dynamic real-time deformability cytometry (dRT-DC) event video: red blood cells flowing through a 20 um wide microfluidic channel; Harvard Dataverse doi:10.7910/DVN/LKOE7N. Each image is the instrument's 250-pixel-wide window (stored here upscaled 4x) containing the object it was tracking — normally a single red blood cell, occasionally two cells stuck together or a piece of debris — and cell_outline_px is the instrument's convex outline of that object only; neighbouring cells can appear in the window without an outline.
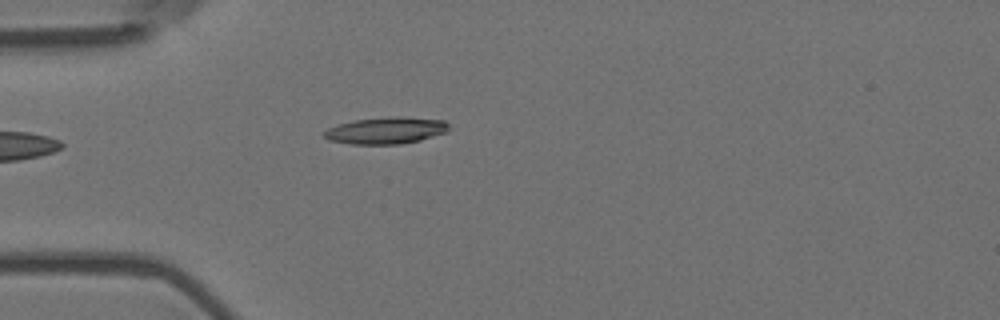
{"species": "Egyptian fruit bat (a non-hibernating species)", "species_latin": "Rousettus aegyptiacus", "temperature_condition": "room temperature", "stored_images_in_passage": 5, "camera_frame_rate_fps": 3000, "um_per_image_px": 0.085, "animal": {"sex": "female"}, "frame": {"image": 1, "passage_image": 5, "time_ms": 1.333, "image_size_px": [1000, 320], "cell_outline_px": [[452, 128], [448, 132], [420, 140], [400, 144], [348, 144], [328, 140], [324, 136], [324, 132], [328, 128], [340, 124], [356, 120], [396, 116], [444, 120]], "centroid_in_image_um": [32.85, 11.1], "position_along_channel_um": 52.1, "area_um2": 19.42}}